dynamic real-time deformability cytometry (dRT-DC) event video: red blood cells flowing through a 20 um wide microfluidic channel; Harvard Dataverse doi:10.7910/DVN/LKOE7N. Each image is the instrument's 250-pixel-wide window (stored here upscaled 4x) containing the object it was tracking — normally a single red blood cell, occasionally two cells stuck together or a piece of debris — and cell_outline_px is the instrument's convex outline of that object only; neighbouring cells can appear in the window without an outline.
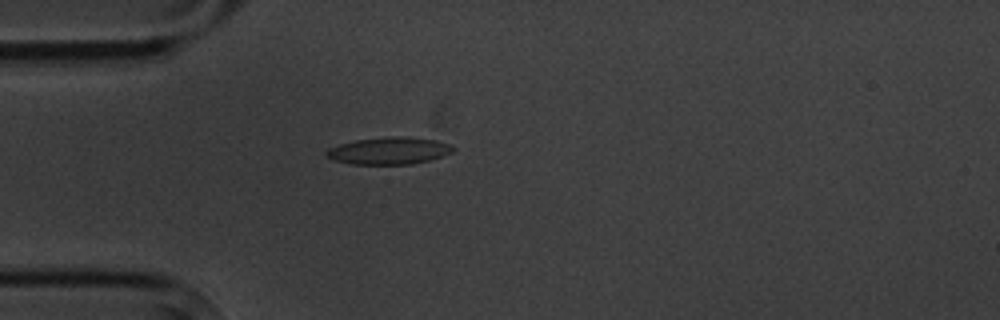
{"species": "common noctule bat (a hibernating species)", "species_latin": "Nyctalus noctula", "temperature_condition": "cold", "stored_images_in_passage": 6, "camera_frame_rate_fps": 3000, "um_per_image_px": 0.085, "animal": {"sex": "male", "body_mass_g": 20.1, "forearm_length_mm": 53.5}, "frame": {"image": 1, "passage_image": 4, "time_ms": 4.667, "image_size_px": [1000, 320], "cell_outline_px": [[456, 148], [452, 152], [428, 160], [412, 164], [348, 164], [324, 156], [324, 152], [328, 148], [340, 144], [356, 140], [392, 136], [400, 136], [436, 140], [452, 144]], "centroid_in_image_um": [33.05, 12.81], "position_along_channel_um": 52.0, "area_um2": 20.0}}
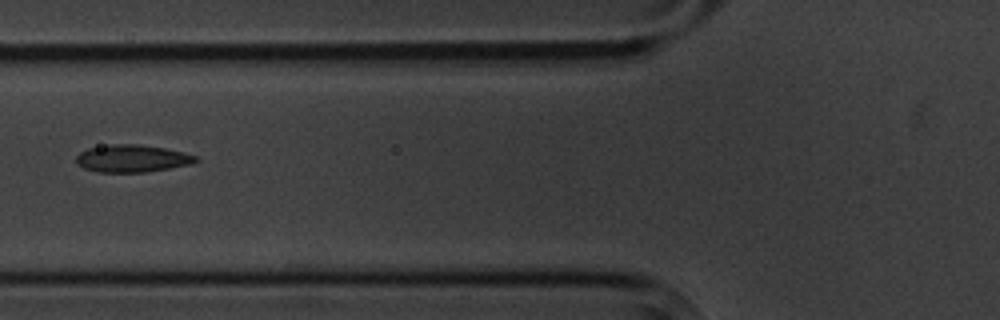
{"frame": {"image": 2, "passage_image": 6, "time_ms": 6.667, "image_size_px": [1000, 320], "cell_outline_px": [[200, 160], [192, 164], [144, 172], [96, 172], [84, 168], [76, 164], [76, 156], [80, 152], [88, 148], [108, 144], [136, 144], [164, 148], [184, 152], [196, 156]], "centroid_in_image_um": [11.21, 13.47], "position_along_channel_um": 114.6, "area_um2": 19.13}}